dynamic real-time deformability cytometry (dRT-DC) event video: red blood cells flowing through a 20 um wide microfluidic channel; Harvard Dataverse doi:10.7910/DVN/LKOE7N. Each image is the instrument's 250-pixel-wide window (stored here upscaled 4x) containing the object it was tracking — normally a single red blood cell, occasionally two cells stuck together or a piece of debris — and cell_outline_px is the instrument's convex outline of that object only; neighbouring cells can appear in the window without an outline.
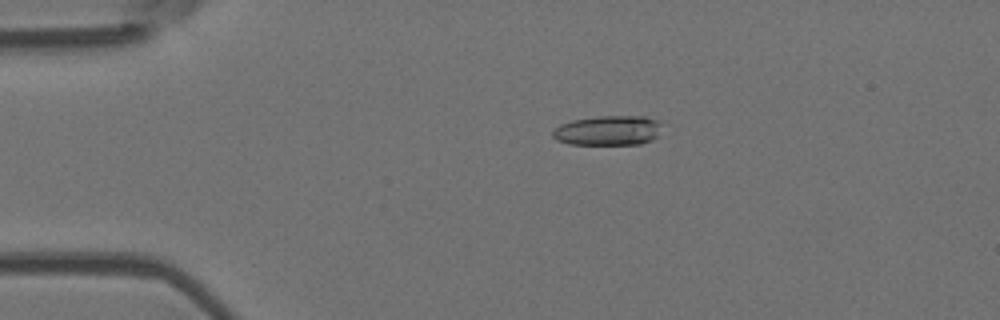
{"species": "Egyptian fruit bat (a non-hibernating species)", "species_latin": "Rousettus aegyptiacus", "temperature_condition": "room temperature", "stored_images_in_passage": 50, "camera_frame_rate_fps": 3000, "um_per_image_px": 0.085, "animal": {"sex": "female"}, "frame": {"image": 1, "passage_image": 8, "time_ms": 2.333, "image_size_px": [1000, 320], "cell_outline_px": [[660, 136], [652, 140], [640, 144], [568, 144], [556, 140], [552, 136], [552, 132], [560, 124], [572, 120], [600, 116], [644, 116], [656, 120], [660, 124]], "centroid_in_image_um": [51.69, 11.1], "position_along_channel_um": 33.3, "area_um2": 19.02}}
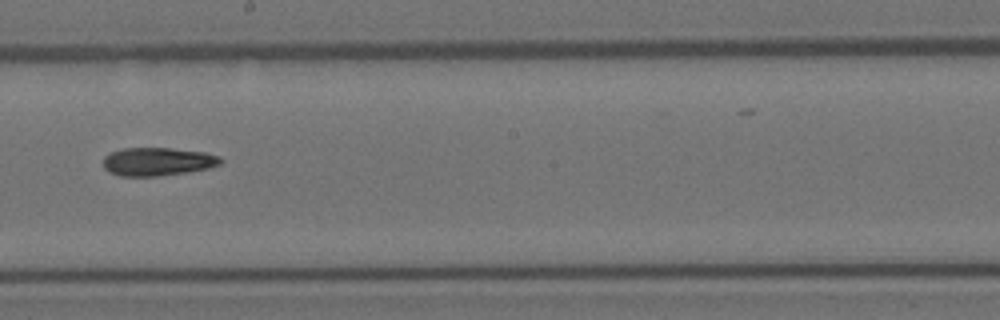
{"frame": {"image": 2, "passage_image": 27, "time_ms": 8.667, "image_size_px": [1000, 320], "cell_outline_px": [[224, 160], [220, 164], [208, 168], [188, 172], [156, 176], [120, 176], [108, 172], [104, 168], [104, 156], [108, 152], [124, 148], [172, 148], [204, 152], [216, 156]], "centroid_in_image_um": [13.36, 13.73], "position_along_channel_um": 234.8, "area_um2": 19.36}}
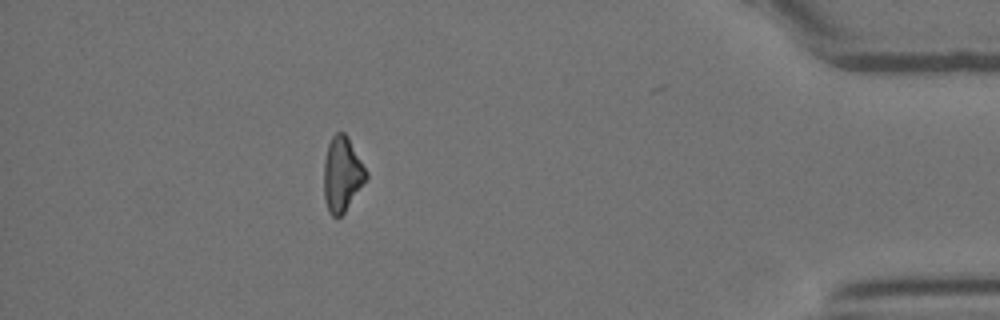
{"frame": {"image": 3, "passage_image": 44, "time_ms": 14.333, "image_size_px": [1000, 320], "cell_outline_px": [[368, 176], [344, 212], [340, 216], [332, 216], [328, 212], [324, 200], [324, 160], [328, 144], [332, 136], [336, 132], [344, 132], [348, 136], [368, 172]], "centroid_in_image_um": [29.07, 14.78], "position_along_channel_um": 406.1, "area_um2": 18.38}, "authors_computed_cell_mechanics": {"area_um2": 19.1896, "velocity_mm_per_s": 3.8843, "shape_relaxation_time_tau1_ms": 7.8603, "shape_relaxation_time_tau2_ms": null, "deformation_change_tau1": 0.1761, "deformation_change_tau2": null}}